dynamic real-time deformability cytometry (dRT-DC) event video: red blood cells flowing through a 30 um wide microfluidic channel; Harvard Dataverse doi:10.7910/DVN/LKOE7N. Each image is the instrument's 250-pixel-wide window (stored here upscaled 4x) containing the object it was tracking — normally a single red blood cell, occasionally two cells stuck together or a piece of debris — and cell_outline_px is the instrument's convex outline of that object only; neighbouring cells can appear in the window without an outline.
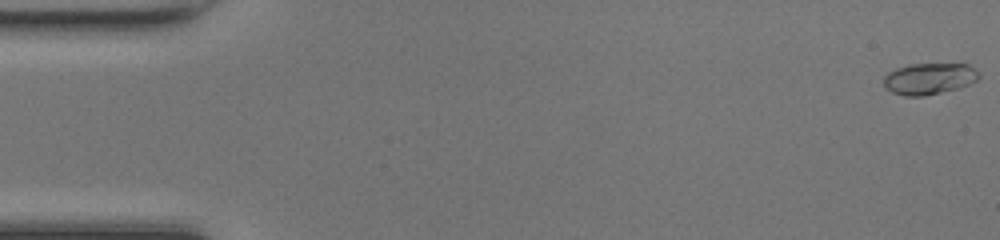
{"species": "common noctule bat (a hibernating species)", "species_latin": "Nyctalus noctula", "temperature_condition": "room temperature", "stored_images_in_passage": 9, "camera_frame_rate_fps": 3000, "um_per_image_px": 0.085, "animal": {"sex": "female", "body_mass_g": 17.0, "forearm_length_mm": 48.0}, "frame": {"image": 1, "passage_image": 1, "time_ms": 0.0, "image_size_px": [1000, 240], "cell_outline_px": [[980, 76], [976, 80], [968, 84], [956, 88], [924, 96], [904, 96], [892, 92], [884, 88], [884, 76], [888, 72], [896, 68], [908, 64], [968, 64], [980, 72]], "centroid_in_image_um": [78.95, 6.68], "position_along_channel_um": 6.1, "area_um2": 17.4}}